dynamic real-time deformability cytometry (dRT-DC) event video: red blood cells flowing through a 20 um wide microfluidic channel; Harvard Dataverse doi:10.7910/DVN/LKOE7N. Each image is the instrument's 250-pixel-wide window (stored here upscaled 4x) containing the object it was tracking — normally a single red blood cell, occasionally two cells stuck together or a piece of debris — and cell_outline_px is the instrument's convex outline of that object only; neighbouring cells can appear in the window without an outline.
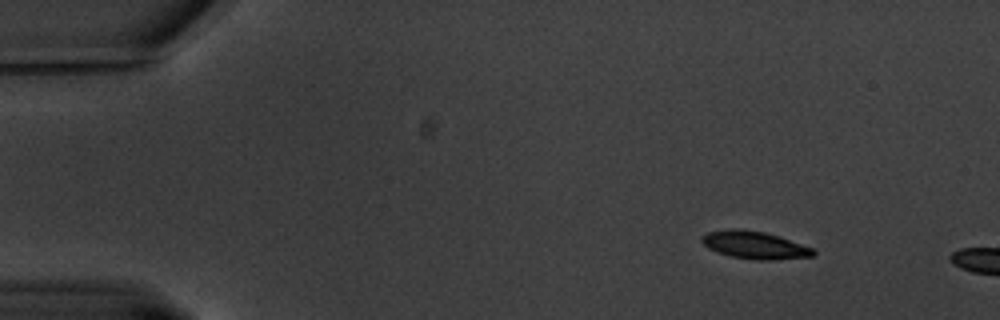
{"species": "common noctule bat (a hibernating species)", "species_latin": "Nyctalus noctula", "temperature_condition": "warm", "stored_images_in_passage": 11, "camera_frame_rate_fps": 3000, "um_per_image_px": 0.085, "animal": {"sex": "male", "body_mass_g": 20.1, "forearm_length_mm": 53.5}, "frame": {"image": 1, "passage_image": 7, "time_ms": 2.0, "image_size_px": [1000, 320], "cell_outline_px": [[816, 256], [772, 260], [756, 260], [732, 256], [716, 252], [708, 248], [700, 240], [700, 236], [708, 232], [728, 228], [740, 228], [764, 232], [780, 236], [812, 248], [816, 252]], "centroid_in_image_um": [64.13, 20.82], "position_along_channel_um": 20.9, "area_um2": 18.09}}